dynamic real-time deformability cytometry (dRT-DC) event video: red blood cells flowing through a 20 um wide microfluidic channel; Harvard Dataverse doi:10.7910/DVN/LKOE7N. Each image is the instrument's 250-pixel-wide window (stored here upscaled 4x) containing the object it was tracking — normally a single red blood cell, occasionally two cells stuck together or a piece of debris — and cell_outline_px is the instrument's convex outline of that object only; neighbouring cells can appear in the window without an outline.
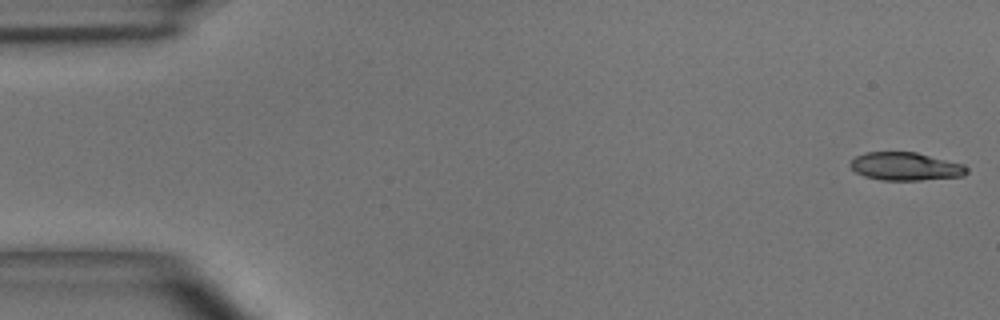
{"species": "common noctule bat (a hibernating species)", "species_latin": "Nyctalus noctula", "temperature_condition": "room temperature", "stored_images_in_passage": 54, "camera_frame_rate_fps": 3000, "um_per_image_px": 0.085, "animal": {"sex": "male", "body_mass_g": 15.6}, "frame": {"image": 1, "passage_image": 1, "time_ms": 0.0, "image_size_px": [1000, 320], "cell_outline_px": [[968, 172], [964, 176], [920, 180], [880, 180], [864, 176], [856, 172], [848, 164], [856, 156], [864, 152], [916, 152], [964, 164], [968, 168]], "centroid_in_image_um": [76.97, 14.14], "position_along_channel_um": 8.0, "area_um2": 19.13}}
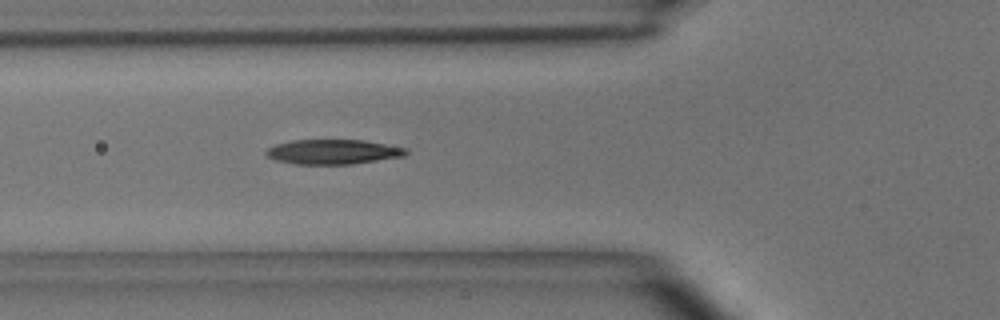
{"frame": {"image": 2, "passage_image": 19, "time_ms": 6.0, "image_size_px": [1000, 320], "cell_outline_px": [[408, 152], [404, 156], [352, 164], [296, 164], [276, 160], [268, 156], [264, 152], [268, 148], [276, 144], [292, 140], [364, 140], [408, 148]], "centroid_in_image_um": [28.32, 12.9], "position_along_channel_um": 97.5, "area_um2": 20.11}}
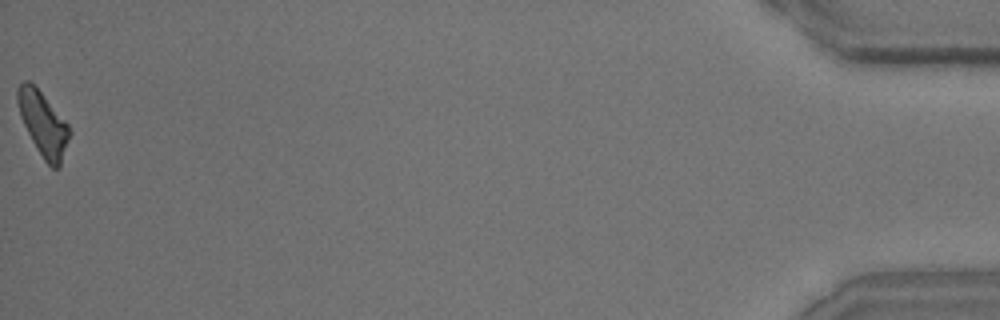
{"frame": {"image": 3, "passage_image": 54, "time_ms": 17.667, "image_size_px": [1000, 320], "cell_outline_px": [[72, 132], [60, 168], [52, 168], [44, 160], [36, 148], [20, 116], [16, 100], [16, 92], [20, 84], [24, 80], [28, 80], [40, 92], [68, 124]], "centroid_in_image_um": [3.68, 10.56], "position_along_channel_um": 431.5, "area_um2": 19.25}, "authors_computed_cell_mechanics": {"area_um2": 20.1144, "velocity_mm_per_s": 3.6878, "shape_relaxation_time_tau1_ms": 4.7783, "shape_relaxation_time_tau2_ms": 9.3494, "deformation_change_tau1": 0.1775, "deformation_change_tau2": 0.1674}}